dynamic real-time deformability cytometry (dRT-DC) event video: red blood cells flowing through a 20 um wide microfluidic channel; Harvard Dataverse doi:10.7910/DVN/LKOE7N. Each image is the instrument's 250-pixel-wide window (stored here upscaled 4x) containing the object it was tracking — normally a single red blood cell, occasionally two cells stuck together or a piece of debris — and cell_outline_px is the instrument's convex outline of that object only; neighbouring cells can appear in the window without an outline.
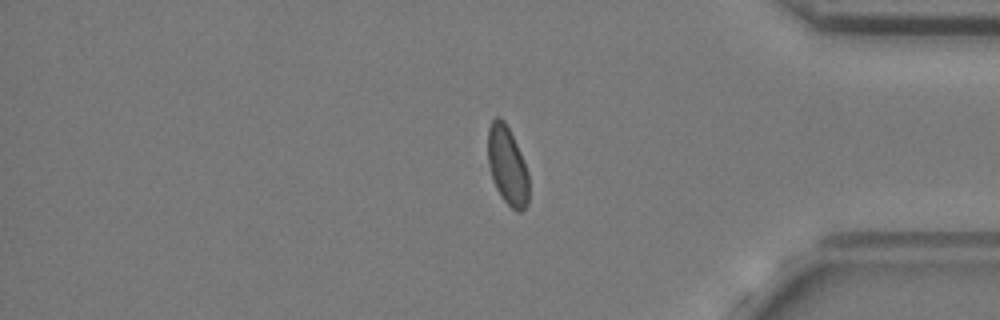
{"species": "common noctule bat (a hibernating species)", "species_latin": "Nyctalus noctula", "temperature_condition": "cold", "stored_images_in_passage": 57, "camera_frame_rate_fps": 3000, "um_per_image_px": 0.085, "animal": {"sex": "female", "body_mass_g": 24.6, "forearm_length_mm": 56.2}, "frame": {"image": 1, "passage_image": 48, "time_ms": 15.667, "image_size_px": [1000, 320], "cell_outline_px": [[528, 204], [520, 212], [516, 212], [500, 196], [492, 180], [488, 164], [488, 128], [492, 120], [496, 116], [500, 116], [504, 120], [520, 152], [528, 172]], "centroid_in_image_um": [43.11, 14.09], "position_along_channel_um": 392.1, "area_um2": 18.73}}
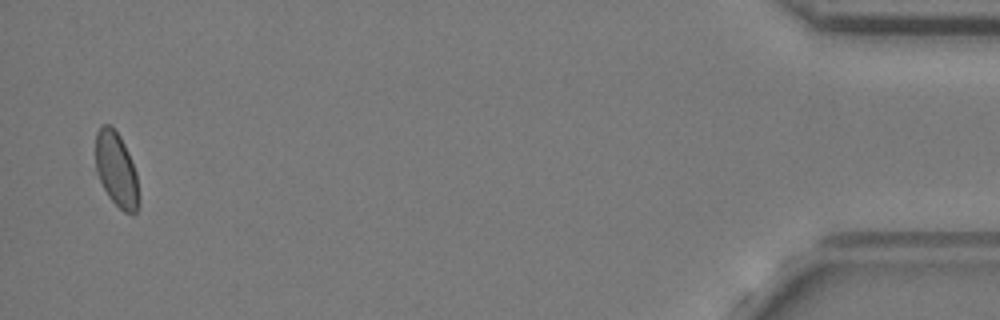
{"frame": {"image": 2, "passage_image": 56, "time_ms": 18.333, "image_size_px": [1000, 320], "cell_outline_px": [[140, 204], [136, 212], [132, 216], [124, 212], [108, 196], [96, 172], [96, 132], [100, 124], [108, 124], [120, 136], [128, 152], [136, 172], [140, 200]], "centroid_in_image_um": [9.91, 14.45], "position_along_channel_um": 425.3, "area_um2": 18.9}}